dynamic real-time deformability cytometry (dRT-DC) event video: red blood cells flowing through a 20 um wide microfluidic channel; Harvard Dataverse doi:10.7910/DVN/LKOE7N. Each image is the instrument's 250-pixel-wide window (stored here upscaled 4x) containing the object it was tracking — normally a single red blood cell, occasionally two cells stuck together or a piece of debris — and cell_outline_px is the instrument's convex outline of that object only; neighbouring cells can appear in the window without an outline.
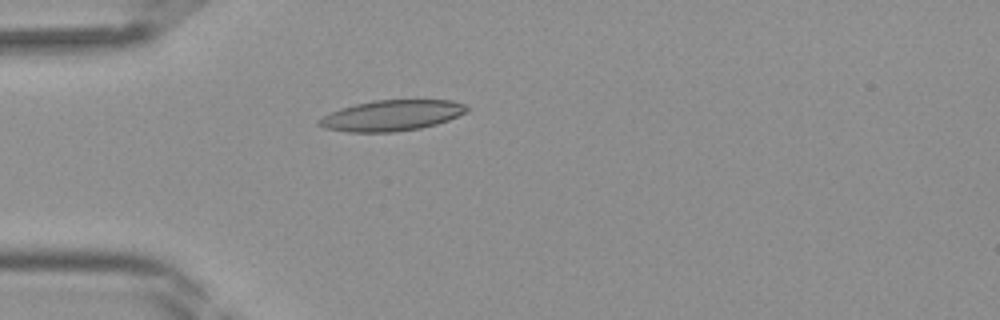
{"species": "Egyptian fruit bat (a non-hibernating species)", "species_latin": "Rousettus aegyptiacus", "temperature_condition": "room temperature", "stored_images_in_passage": 40, "camera_frame_rate_fps": 3000, "um_per_image_px": 0.085, "frame": {"image": 1, "passage_image": 10, "time_ms": 3.0, "image_size_px": [1000, 320], "cell_outline_px": [[472, 108], [468, 112], [448, 120], [436, 124], [420, 128], [392, 132], [348, 132], [324, 128], [316, 124], [316, 120], [340, 108], [372, 100], [452, 100], [464, 104]], "centroid_in_image_um": [33.31, 9.81], "position_along_channel_um": 51.7, "area_um2": 26.59}}
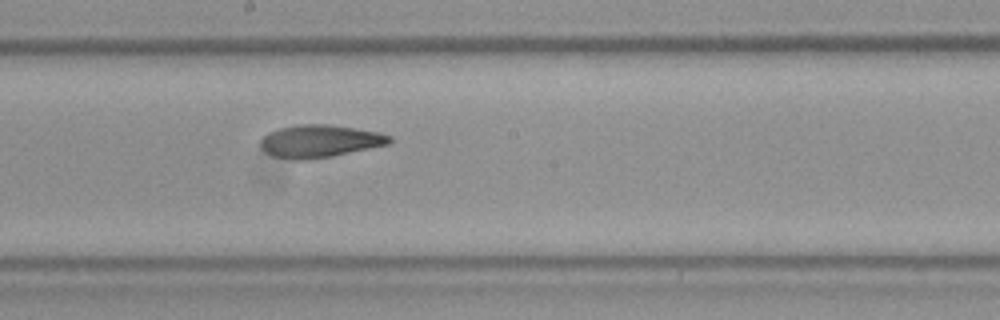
{"frame": {"image": 2, "passage_image": 21, "time_ms": 6.667, "image_size_px": [1000, 320], "cell_outline_px": [[392, 140], [388, 144], [332, 156], [304, 160], [292, 160], [272, 156], [260, 148], [260, 140], [268, 132], [280, 128], [296, 124], [328, 124], [376, 132], [392, 136]], "centroid_in_image_um": [27.11, 12.0], "position_along_channel_um": 221.1, "area_um2": 24.39}}
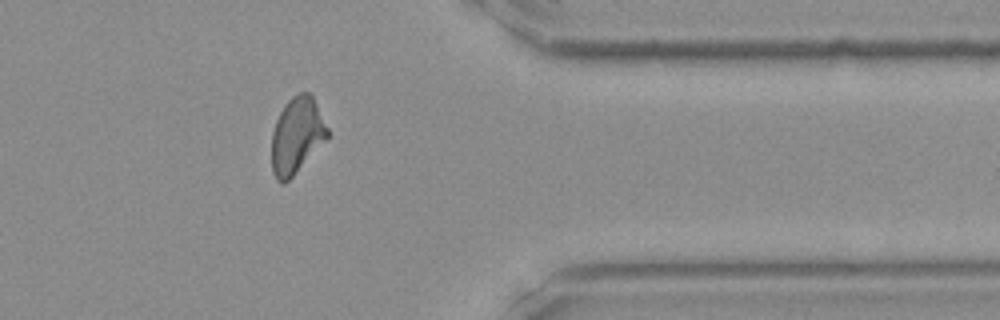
{"frame": {"image": 3, "passage_image": 32, "time_ms": 10.333, "image_size_px": [1000, 320], "cell_outline_px": [[328, 136], [292, 176], [284, 184], [280, 184], [276, 180], [272, 172], [272, 132], [276, 120], [284, 104], [292, 96], [300, 92], [308, 92], [312, 96], [328, 128]], "centroid_in_image_um": [25.19, 11.51], "position_along_channel_um": 386.2, "area_um2": 24.33}}